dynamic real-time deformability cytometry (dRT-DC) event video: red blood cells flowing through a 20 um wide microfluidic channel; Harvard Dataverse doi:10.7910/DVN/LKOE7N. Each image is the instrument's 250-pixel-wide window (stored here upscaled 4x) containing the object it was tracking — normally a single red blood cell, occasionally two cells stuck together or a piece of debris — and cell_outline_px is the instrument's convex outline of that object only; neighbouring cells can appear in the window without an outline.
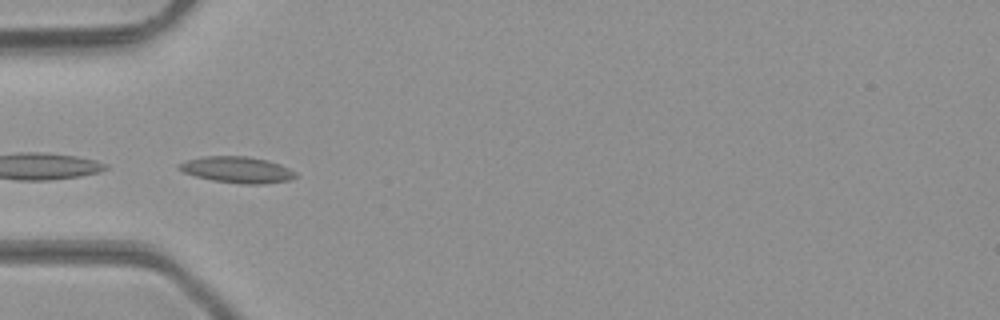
{"species": "common noctule bat (a hibernating species)", "species_latin": "Nyctalus noctula", "temperature_condition": "room temperature", "stored_images_in_passage": 12, "camera_frame_rate_fps": 3000, "um_per_image_px": 0.085, "animal": {"sex": "male", "body_mass_g": 23.1, "forearm_length_mm": 52.7}, "frame": {"image": 1, "passage_image": 9, "time_ms": 2.667, "image_size_px": [1000, 320], "cell_outline_px": [[296, 176], [288, 180], [264, 184], [244, 184], [212, 180], [196, 176], [184, 172], [176, 168], [176, 164], [188, 160], [204, 156], [244, 156], [268, 160], [280, 164], [296, 172]], "centroid_in_image_um": [20.14, 14.42], "position_along_channel_um": 64.9, "area_um2": 17.74}}